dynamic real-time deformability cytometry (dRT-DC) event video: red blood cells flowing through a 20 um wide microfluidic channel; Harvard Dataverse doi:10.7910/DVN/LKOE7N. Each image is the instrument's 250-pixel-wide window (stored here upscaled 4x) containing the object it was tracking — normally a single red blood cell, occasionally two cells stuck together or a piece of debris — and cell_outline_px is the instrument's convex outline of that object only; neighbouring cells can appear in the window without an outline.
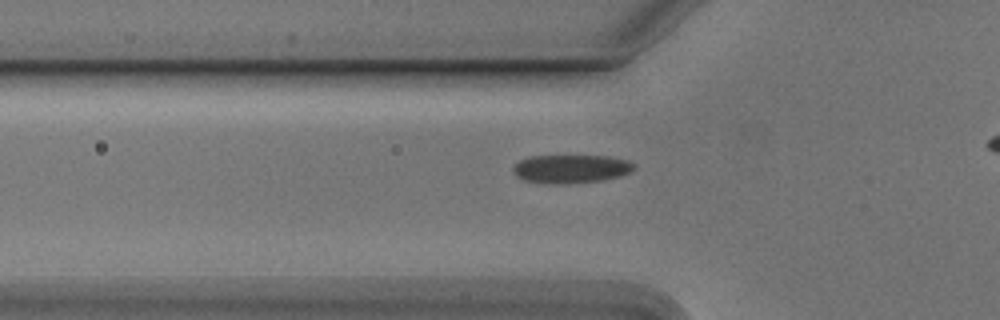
{"species": "Egyptian fruit bat (a non-hibernating species)", "species_latin": "Rousettus aegyptiacus", "temperature_condition": "cold", "stored_images_in_passage": 33, "camera_frame_rate_fps": 3000, "um_per_image_px": 0.085, "animal": {"sex": "male"}, "frame": {"image": 1, "passage_image": 4, "time_ms": 1.0, "image_size_px": [1000, 320], "cell_outline_px": [[636, 168], [620, 176], [604, 180], [568, 184], [544, 184], [524, 180], [516, 176], [512, 172], [512, 168], [520, 160], [528, 156], [608, 156], [628, 160], [636, 164]], "centroid_in_image_um": [48.52, 14.36], "position_along_channel_um": 77.3, "area_um2": 20.35}}
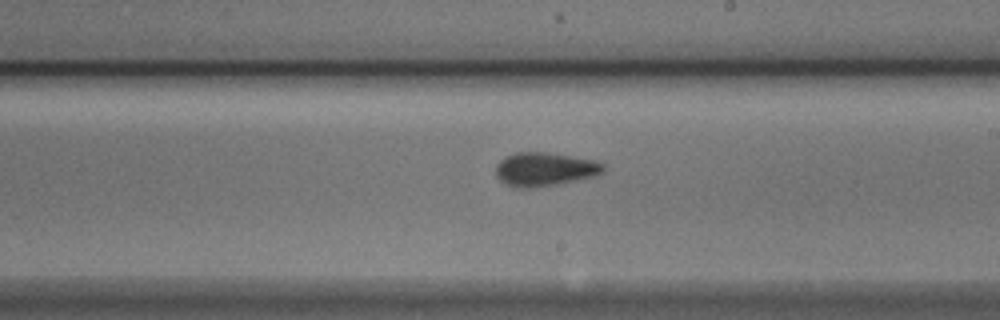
{"frame": {"image": 2, "passage_image": 17, "time_ms": 5.333, "image_size_px": [1000, 320], "cell_outline_px": [[604, 172], [596, 176], [556, 184], [532, 188], [512, 188], [500, 180], [496, 176], [496, 164], [500, 160], [516, 152], [544, 152], [596, 160], [604, 164]], "centroid_in_image_um": [46.3, 14.39], "position_along_channel_um": 242.7, "area_um2": 21.15}}
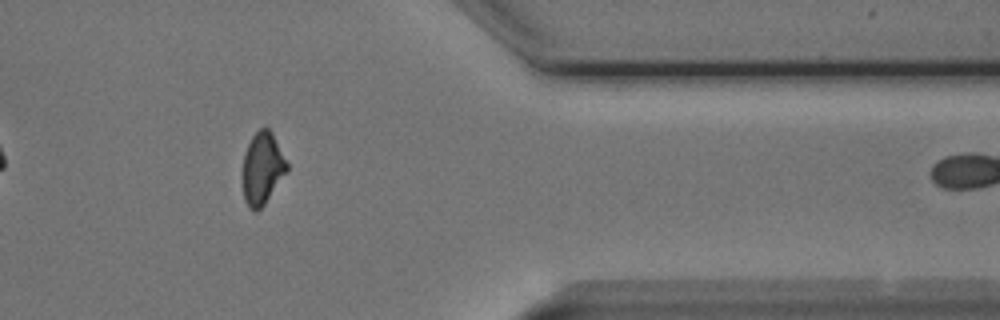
{"frame": {"image": 3, "passage_image": 30, "time_ms": 9.667, "image_size_px": [1000, 320], "cell_outline_px": [[288, 172], [264, 204], [256, 212], [248, 208], [244, 200], [244, 152], [252, 136], [264, 124], [272, 132], [288, 164]], "centroid_in_image_um": [22.32, 14.3], "position_along_channel_um": 389.1, "area_um2": 18.55}, "authors_computed_cell_mechanics": {"area_um2": 20.2878, "velocity_mm_per_s": 3.8088, "shape_relaxation_time_tau1_ms": 3.3766, "shape_relaxation_time_tau2_ms": 2.3079, "deformation_change_tau1": 0.1039, "deformation_change_tau2": 0.0704}}